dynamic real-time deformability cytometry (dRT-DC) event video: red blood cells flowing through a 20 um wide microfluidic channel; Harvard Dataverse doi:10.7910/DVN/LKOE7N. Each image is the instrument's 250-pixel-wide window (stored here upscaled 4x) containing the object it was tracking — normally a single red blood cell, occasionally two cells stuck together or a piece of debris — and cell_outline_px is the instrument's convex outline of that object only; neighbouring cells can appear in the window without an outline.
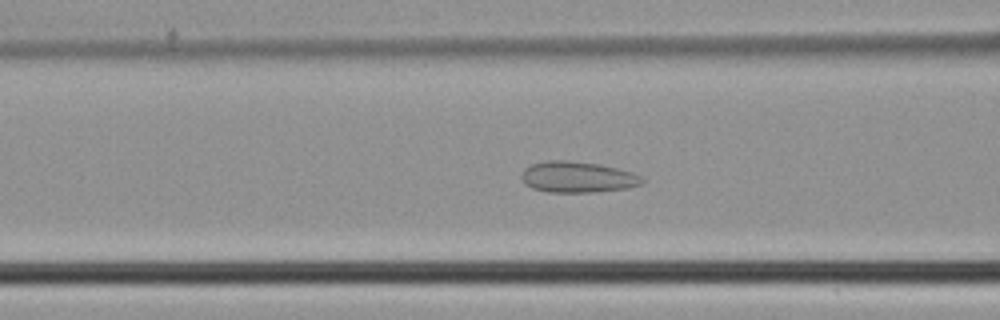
{"species": "common noctule bat (a hibernating species)", "species_latin": "Nyctalus noctula", "temperature_condition": "cold", "stored_images_in_passage": 48, "camera_frame_rate_fps": 3000, "um_per_image_px": 0.085, "animal": {"sex": "male", "body_mass_g": 21.5, "forearm_length_mm": 52.0}, "frame": {"image": 1, "passage_image": 19, "time_ms": 6.0, "image_size_px": [1000, 320], "cell_outline_px": [[644, 184], [628, 188], [592, 192], [548, 192], [532, 188], [524, 184], [520, 176], [520, 172], [524, 168], [532, 164], [548, 160], [568, 160], [600, 164], [632, 172], [644, 176]], "centroid_in_image_um": [49.09, 15.05], "position_along_channel_um": 117.5, "area_um2": 22.14}}
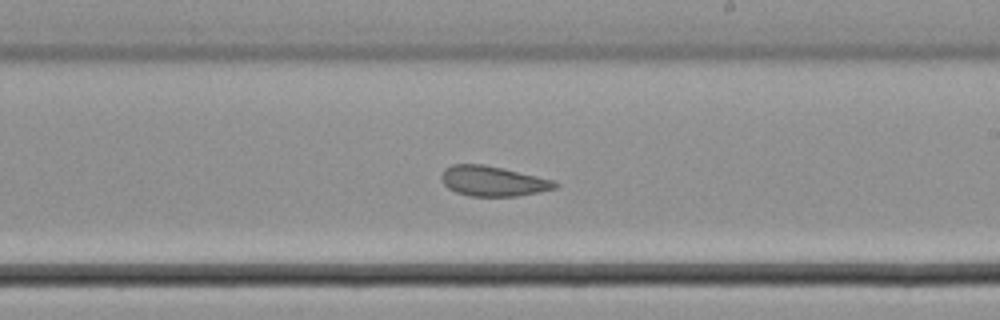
{"frame": {"image": 2, "passage_image": 28, "time_ms": 9.0, "image_size_px": [1000, 320], "cell_outline_px": [[560, 184], [556, 188], [540, 192], [516, 196], [468, 196], [456, 192], [448, 188], [444, 184], [440, 176], [444, 168], [452, 164], [480, 164], [504, 168], [556, 180]], "centroid_in_image_um": [41.92, 15.39], "position_along_channel_um": 247.1, "area_um2": 20.17}}
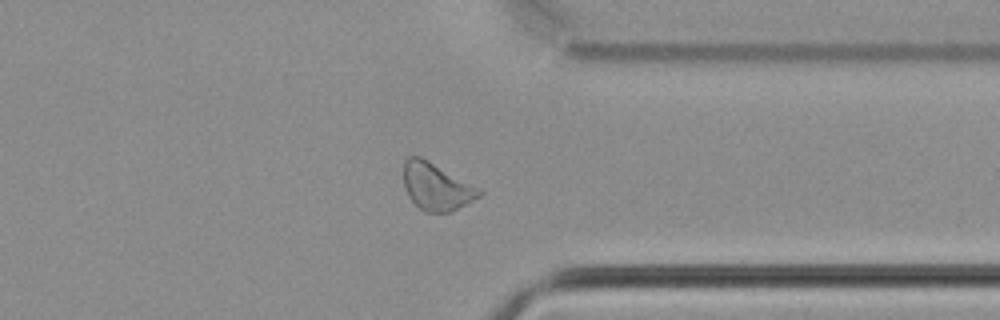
{"frame": {"image": 3, "passage_image": 37, "time_ms": 12.0, "image_size_px": [1000, 320], "cell_outline_px": [[484, 192], [480, 196], [452, 212], [424, 212], [408, 196], [404, 188], [404, 160], [408, 156], [420, 156], [484, 188]], "centroid_in_image_um": [37.15, 15.85], "position_along_channel_um": 374.3, "area_um2": 21.27}}